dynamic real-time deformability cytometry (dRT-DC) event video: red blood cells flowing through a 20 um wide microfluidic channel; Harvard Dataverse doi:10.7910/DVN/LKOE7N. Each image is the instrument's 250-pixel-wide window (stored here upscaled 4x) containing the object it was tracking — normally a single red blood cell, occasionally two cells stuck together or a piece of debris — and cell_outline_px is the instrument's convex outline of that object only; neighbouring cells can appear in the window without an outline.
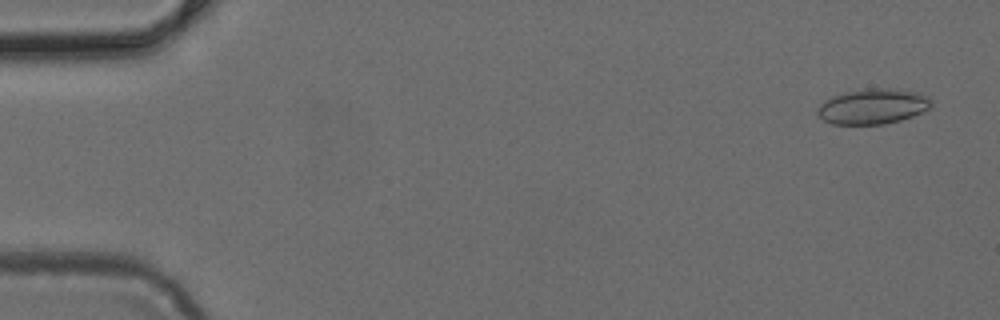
{"species": "common noctule bat (a hibernating species)", "species_latin": "Nyctalus noctula", "temperature_condition": "cold", "stored_images_in_passage": 4, "camera_frame_rate_fps": 3000, "um_per_image_px": 0.085, "animal": {"sex": "female", "body_mass_g": 24.6, "forearm_length_mm": 56.2}, "frame": {"image": 1, "passage_image": 1, "time_ms": 0.0, "image_size_px": [1000, 320], "cell_outline_px": [[932, 108], [912, 116], [900, 120], [884, 124], [832, 124], [824, 120], [816, 112], [816, 108], [824, 100], [832, 96], [848, 92], [868, 88], [892, 88], [916, 92], [928, 96], [932, 100]], "centroid_in_image_um": [74.21, 9.04], "position_along_channel_um": 10.8, "area_um2": 23.47}}
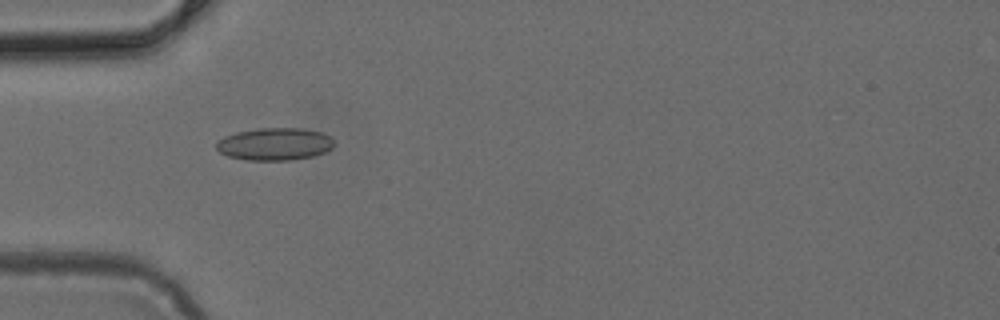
{"frame": {"image": 2, "passage_image": 4, "time_ms": 1.0, "image_size_px": [1000, 320], "cell_outline_px": [[336, 144], [332, 148], [324, 152], [312, 156], [292, 160], [244, 160], [228, 156], [220, 152], [216, 148], [216, 144], [224, 136], [236, 132], [260, 128], [304, 128], [324, 132], [332, 136]], "centroid_in_image_um": [23.4, 12.24], "position_along_channel_um": 61.6, "area_um2": 22.54}}